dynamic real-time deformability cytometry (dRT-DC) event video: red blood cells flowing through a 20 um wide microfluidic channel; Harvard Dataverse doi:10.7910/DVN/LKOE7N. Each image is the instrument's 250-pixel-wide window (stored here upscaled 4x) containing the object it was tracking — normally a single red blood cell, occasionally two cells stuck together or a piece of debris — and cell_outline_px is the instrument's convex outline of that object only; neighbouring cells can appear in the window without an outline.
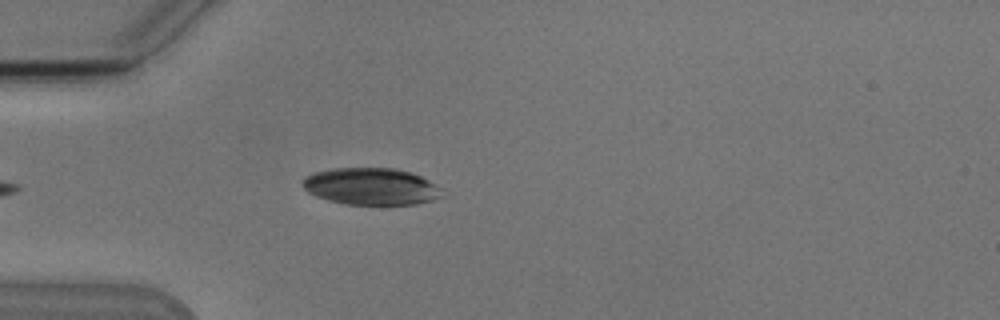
{"species": "Egyptian fruit bat (a non-hibernating species)", "species_latin": "Rousettus aegyptiacus", "temperature_condition": "cold", "stored_images_in_passage": 2, "camera_frame_rate_fps": 3000, "um_per_image_px": 0.085, "animal": {"sex": "male"}, "frame": {"image": 1, "passage_image": 2, "time_ms": 2.0, "image_size_px": [1000, 320], "cell_outline_px": [[444, 196], [432, 200], [416, 204], [344, 204], [328, 200], [316, 196], [308, 192], [304, 188], [300, 180], [304, 176], [316, 172], [332, 168], [396, 168], [412, 172], [428, 180], [440, 188]], "centroid_in_image_um": [31.52, 15.84], "position_along_channel_um": 53.5, "area_um2": 30.11}}